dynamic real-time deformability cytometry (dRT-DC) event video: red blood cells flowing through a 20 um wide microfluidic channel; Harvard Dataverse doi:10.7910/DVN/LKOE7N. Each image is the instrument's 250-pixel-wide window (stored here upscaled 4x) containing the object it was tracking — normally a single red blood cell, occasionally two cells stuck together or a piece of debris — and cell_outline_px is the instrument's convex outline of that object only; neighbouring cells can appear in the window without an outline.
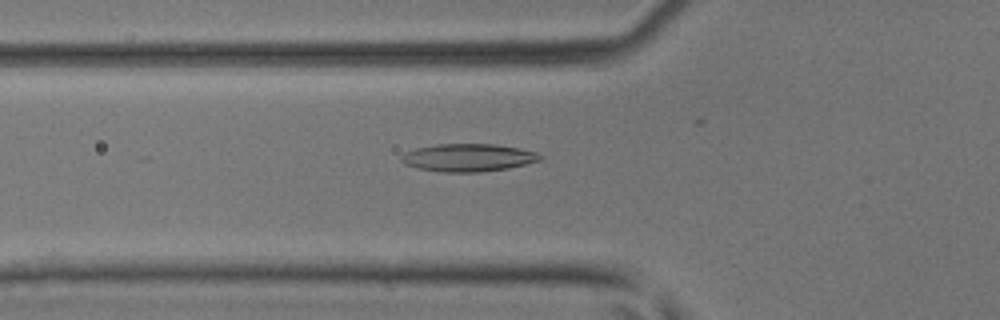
{"species": "common noctule bat (a hibernating species)", "species_latin": "Nyctalus noctula", "temperature_condition": "room temperature", "stored_images_in_passage": 37, "camera_frame_rate_fps": 3000, "um_per_image_px": 0.085, "animal": {"sex": "male", "body_mass_g": 17.9, "forearm_length_mm": 54.2}, "frame": {"image": 1, "passage_image": 17, "time_ms": 5.333, "image_size_px": [1000, 320], "cell_outline_px": [[544, 156], [540, 160], [508, 168], [480, 172], [440, 172], [416, 168], [404, 164], [400, 160], [400, 156], [404, 152], [416, 148], [436, 144], [496, 144], [520, 148], [536, 152]], "centroid_in_image_um": [39.76, 13.39], "position_along_channel_um": 86.0, "area_um2": 22.6}}
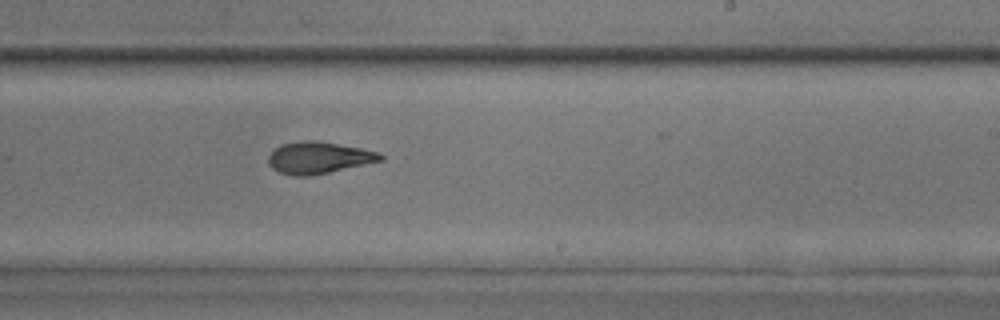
{"frame": {"image": 2, "passage_image": 29, "time_ms": 9.333, "image_size_px": [1000, 320], "cell_outline_px": [[384, 160], [328, 172], [308, 176], [292, 176], [280, 172], [272, 168], [268, 164], [268, 156], [280, 144], [304, 140], [316, 140], [360, 148], [376, 152], [384, 156]], "centroid_in_image_um": [27.05, 13.4], "position_along_channel_um": 262.0, "area_um2": 20.58}}
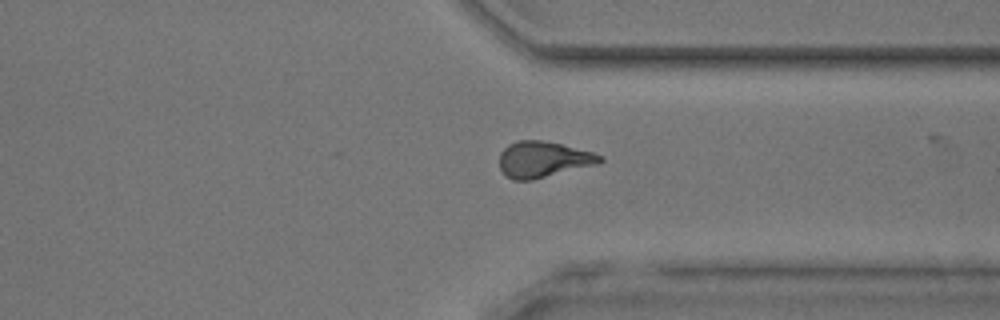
{"frame": {"image": 3, "passage_image": 36, "time_ms": 11.667, "image_size_px": [1000, 320], "cell_outline_px": [[604, 160], [600, 164], [532, 180], [512, 180], [504, 176], [500, 168], [500, 152], [508, 144], [516, 140], [540, 140], [560, 144], [592, 152], [604, 156]], "centroid_in_image_um": [46.17, 13.56], "position_along_channel_um": 365.2, "area_um2": 21.33}}